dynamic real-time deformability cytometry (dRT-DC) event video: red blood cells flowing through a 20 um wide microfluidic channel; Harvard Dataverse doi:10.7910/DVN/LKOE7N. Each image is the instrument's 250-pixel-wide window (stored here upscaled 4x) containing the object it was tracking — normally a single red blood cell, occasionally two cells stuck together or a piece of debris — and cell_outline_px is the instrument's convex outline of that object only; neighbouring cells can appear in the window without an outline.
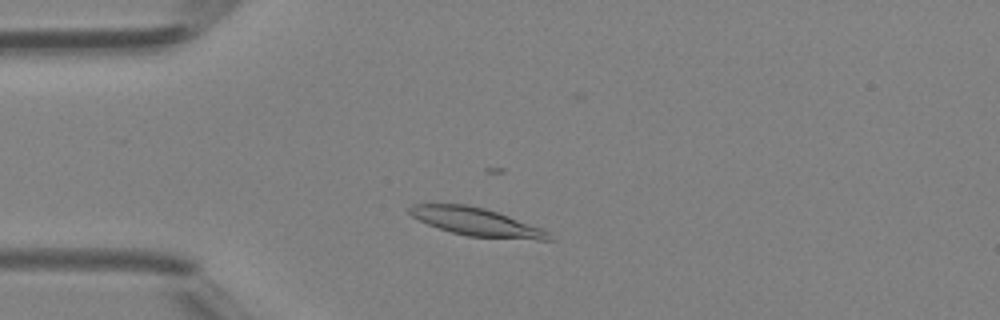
{"species": "Egyptian fruit bat (a non-hibernating species)", "species_latin": "Rousettus aegyptiacus", "temperature_condition": "room temperature", "stored_images_in_passage": 39, "camera_frame_rate_fps": 3000, "um_per_image_px": 0.085, "animal": {"sex": "female"}, "frame": {"image": 1, "passage_image": 6, "time_ms": 1.667, "image_size_px": [1000, 320], "cell_outline_px": [[556, 240], [536, 240], [468, 236], [452, 232], [428, 224], [412, 216], [408, 212], [408, 208], [412, 204], [468, 204], [484, 208], [508, 216], [540, 228], [548, 232]], "centroid_in_image_um": [40.49, 18.86], "position_along_channel_um": 44.5, "area_um2": 22.48}}
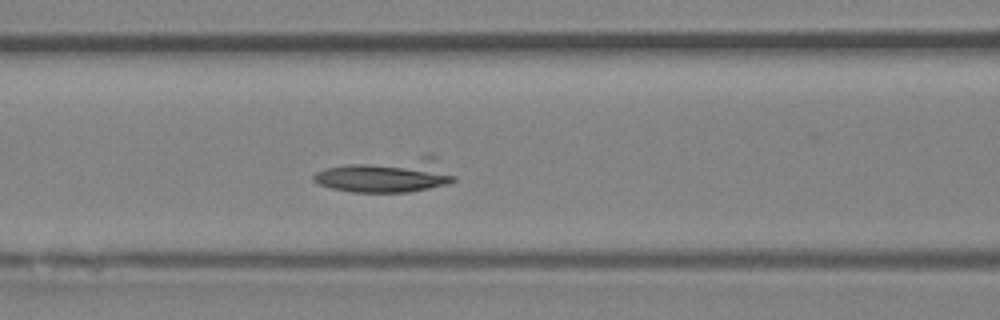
{"frame": {"image": 2, "passage_image": 13, "time_ms": 4.0, "image_size_px": [1000, 320], "cell_outline_px": [[456, 180], [448, 184], [408, 192], [352, 192], [332, 188], [320, 184], [312, 180], [312, 176], [316, 172], [324, 168], [344, 164], [420, 156], [436, 156], [456, 176]], "centroid_in_image_um": [32.9, 14.9], "position_along_channel_um": 133.7, "area_um2": 27.92}}
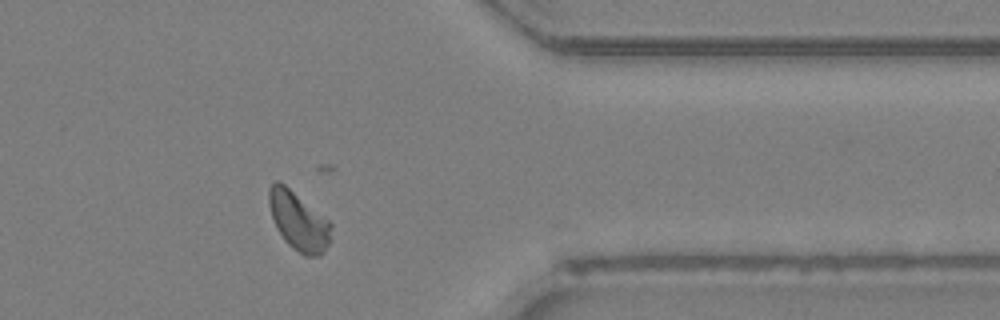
{"frame": {"image": 3, "passage_image": 30, "time_ms": 9.667, "image_size_px": [1000, 320], "cell_outline_px": [[332, 224], [328, 244], [324, 252], [320, 256], [304, 256], [292, 248], [284, 240], [276, 228], [268, 204], [268, 188], [276, 180], [280, 180], [328, 220]], "centroid_in_image_um": [25.35, 18.79], "position_along_channel_um": 386.1, "area_um2": 21.21}}